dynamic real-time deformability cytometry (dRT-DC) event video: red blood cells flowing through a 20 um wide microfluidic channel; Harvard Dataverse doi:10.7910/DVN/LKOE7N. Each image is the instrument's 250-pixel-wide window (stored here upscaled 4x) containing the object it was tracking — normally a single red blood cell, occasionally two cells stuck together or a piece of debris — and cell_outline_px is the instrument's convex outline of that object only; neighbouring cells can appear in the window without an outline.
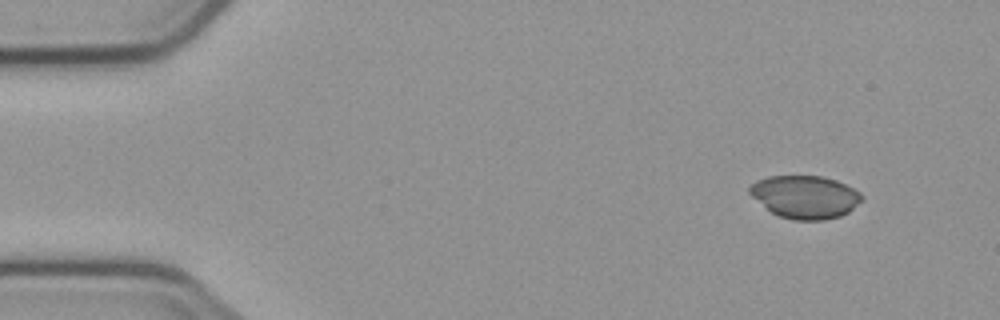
{"species": "common noctule bat (a hibernating species)", "species_latin": "Nyctalus noctula", "temperature_condition": "cold", "stored_images_in_passage": 3, "camera_frame_rate_fps": 3000, "um_per_image_px": 0.085, "animal": {"sex": "male", "body_mass_g": 23.1, "forearm_length_mm": 52.7}, "frame": {"image": 1, "passage_image": 1, "time_ms": 0.0, "image_size_px": [1000, 320], "cell_outline_px": [[864, 200], [848, 212], [840, 216], [824, 220], [792, 220], [780, 216], [772, 212], [752, 196], [748, 192], [748, 188], [756, 180], [768, 176], [820, 176], [836, 180], [860, 192], [864, 196]], "centroid_in_image_um": [68.45, 16.74], "position_along_channel_um": 16.5, "area_um2": 27.98}}